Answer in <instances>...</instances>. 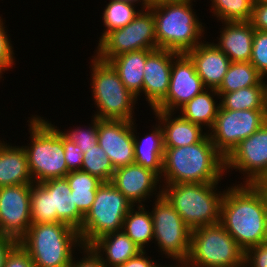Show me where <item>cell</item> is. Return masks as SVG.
<instances>
[{
    "instance_id": "cell-15",
    "label": "cell",
    "mask_w": 267,
    "mask_h": 267,
    "mask_svg": "<svg viewBox=\"0 0 267 267\" xmlns=\"http://www.w3.org/2000/svg\"><path fill=\"white\" fill-rule=\"evenodd\" d=\"M205 89L207 88L196 73L194 62L186 53L178 54L173 59L168 92L154 110L177 112Z\"/></svg>"
},
{
    "instance_id": "cell-19",
    "label": "cell",
    "mask_w": 267,
    "mask_h": 267,
    "mask_svg": "<svg viewBox=\"0 0 267 267\" xmlns=\"http://www.w3.org/2000/svg\"><path fill=\"white\" fill-rule=\"evenodd\" d=\"M194 62L196 73L208 89H217L231 64L230 59L214 44L202 41L186 53Z\"/></svg>"
},
{
    "instance_id": "cell-18",
    "label": "cell",
    "mask_w": 267,
    "mask_h": 267,
    "mask_svg": "<svg viewBox=\"0 0 267 267\" xmlns=\"http://www.w3.org/2000/svg\"><path fill=\"white\" fill-rule=\"evenodd\" d=\"M179 53L165 50H153L146 58L143 76V94L148 105L154 110L168 92L173 59Z\"/></svg>"
},
{
    "instance_id": "cell-49",
    "label": "cell",
    "mask_w": 267,
    "mask_h": 267,
    "mask_svg": "<svg viewBox=\"0 0 267 267\" xmlns=\"http://www.w3.org/2000/svg\"><path fill=\"white\" fill-rule=\"evenodd\" d=\"M122 1H128V2H132L134 4H140V8L141 9H144V8H147L148 6L146 5V2L145 0H122Z\"/></svg>"
},
{
    "instance_id": "cell-47",
    "label": "cell",
    "mask_w": 267,
    "mask_h": 267,
    "mask_svg": "<svg viewBox=\"0 0 267 267\" xmlns=\"http://www.w3.org/2000/svg\"><path fill=\"white\" fill-rule=\"evenodd\" d=\"M171 1H177V0H145L146 5L148 7L160 4V3H165V2H171Z\"/></svg>"
},
{
    "instance_id": "cell-50",
    "label": "cell",
    "mask_w": 267,
    "mask_h": 267,
    "mask_svg": "<svg viewBox=\"0 0 267 267\" xmlns=\"http://www.w3.org/2000/svg\"><path fill=\"white\" fill-rule=\"evenodd\" d=\"M174 262H175L176 264H175V263H174V265H172V264L170 265V264H169V266H168L166 263H165V265H162V264L158 263L155 267H176V266L180 263L179 260H175Z\"/></svg>"
},
{
    "instance_id": "cell-14",
    "label": "cell",
    "mask_w": 267,
    "mask_h": 267,
    "mask_svg": "<svg viewBox=\"0 0 267 267\" xmlns=\"http://www.w3.org/2000/svg\"><path fill=\"white\" fill-rule=\"evenodd\" d=\"M30 226V184L0 187V235L19 241Z\"/></svg>"
},
{
    "instance_id": "cell-46",
    "label": "cell",
    "mask_w": 267,
    "mask_h": 267,
    "mask_svg": "<svg viewBox=\"0 0 267 267\" xmlns=\"http://www.w3.org/2000/svg\"><path fill=\"white\" fill-rule=\"evenodd\" d=\"M253 185L261 193L267 206V174L259 177Z\"/></svg>"
},
{
    "instance_id": "cell-21",
    "label": "cell",
    "mask_w": 267,
    "mask_h": 267,
    "mask_svg": "<svg viewBox=\"0 0 267 267\" xmlns=\"http://www.w3.org/2000/svg\"><path fill=\"white\" fill-rule=\"evenodd\" d=\"M155 119L162 126L164 147H182L200 142L208 132L200 125L184 119L176 112L153 110ZM175 117V118H174Z\"/></svg>"
},
{
    "instance_id": "cell-2",
    "label": "cell",
    "mask_w": 267,
    "mask_h": 267,
    "mask_svg": "<svg viewBox=\"0 0 267 267\" xmlns=\"http://www.w3.org/2000/svg\"><path fill=\"white\" fill-rule=\"evenodd\" d=\"M224 172L225 157L213 145L209 134L192 145L164 147L160 182L220 183Z\"/></svg>"
},
{
    "instance_id": "cell-9",
    "label": "cell",
    "mask_w": 267,
    "mask_h": 267,
    "mask_svg": "<svg viewBox=\"0 0 267 267\" xmlns=\"http://www.w3.org/2000/svg\"><path fill=\"white\" fill-rule=\"evenodd\" d=\"M133 206L111 182H103L78 230L82 245L89 247L99 237L122 230L124 219Z\"/></svg>"
},
{
    "instance_id": "cell-16",
    "label": "cell",
    "mask_w": 267,
    "mask_h": 267,
    "mask_svg": "<svg viewBox=\"0 0 267 267\" xmlns=\"http://www.w3.org/2000/svg\"><path fill=\"white\" fill-rule=\"evenodd\" d=\"M98 144L114 169L134 164L133 121L98 119Z\"/></svg>"
},
{
    "instance_id": "cell-1",
    "label": "cell",
    "mask_w": 267,
    "mask_h": 267,
    "mask_svg": "<svg viewBox=\"0 0 267 267\" xmlns=\"http://www.w3.org/2000/svg\"><path fill=\"white\" fill-rule=\"evenodd\" d=\"M220 223L244 251L267 242V206L253 184L226 188Z\"/></svg>"
},
{
    "instance_id": "cell-38",
    "label": "cell",
    "mask_w": 267,
    "mask_h": 267,
    "mask_svg": "<svg viewBox=\"0 0 267 267\" xmlns=\"http://www.w3.org/2000/svg\"><path fill=\"white\" fill-rule=\"evenodd\" d=\"M5 22L0 16V74H4L3 72L8 71L10 68H13L15 65V57H14V47L10 42L11 38H9V34L6 31Z\"/></svg>"
},
{
    "instance_id": "cell-34",
    "label": "cell",
    "mask_w": 267,
    "mask_h": 267,
    "mask_svg": "<svg viewBox=\"0 0 267 267\" xmlns=\"http://www.w3.org/2000/svg\"><path fill=\"white\" fill-rule=\"evenodd\" d=\"M212 16L220 22L249 21L255 0H210Z\"/></svg>"
},
{
    "instance_id": "cell-27",
    "label": "cell",
    "mask_w": 267,
    "mask_h": 267,
    "mask_svg": "<svg viewBox=\"0 0 267 267\" xmlns=\"http://www.w3.org/2000/svg\"><path fill=\"white\" fill-rule=\"evenodd\" d=\"M219 99L220 96L216 89L207 88L200 94L193 97L178 111H180V115L184 119L189 120L194 124L200 125L202 128L204 127V130H206V128L209 129L206 130L207 132H209L215 123L216 116L220 107V103H217Z\"/></svg>"
},
{
    "instance_id": "cell-36",
    "label": "cell",
    "mask_w": 267,
    "mask_h": 267,
    "mask_svg": "<svg viewBox=\"0 0 267 267\" xmlns=\"http://www.w3.org/2000/svg\"><path fill=\"white\" fill-rule=\"evenodd\" d=\"M90 126L82 127H74V129H70L69 131L60 130L61 134L70 142L78 145L83 153H86V149H90L98 144V118L92 116Z\"/></svg>"
},
{
    "instance_id": "cell-4",
    "label": "cell",
    "mask_w": 267,
    "mask_h": 267,
    "mask_svg": "<svg viewBox=\"0 0 267 267\" xmlns=\"http://www.w3.org/2000/svg\"><path fill=\"white\" fill-rule=\"evenodd\" d=\"M18 243L35 267H69L75 249L84 247L78 230L63 222L31 224Z\"/></svg>"
},
{
    "instance_id": "cell-35",
    "label": "cell",
    "mask_w": 267,
    "mask_h": 267,
    "mask_svg": "<svg viewBox=\"0 0 267 267\" xmlns=\"http://www.w3.org/2000/svg\"><path fill=\"white\" fill-rule=\"evenodd\" d=\"M81 170L98 177L103 182H110L115 171L106 152L99 144L86 149Z\"/></svg>"
},
{
    "instance_id": "cell-48",
    "label": "cell",
    "mask_w": 267,
    "mask_h": 267,
    "mask_svg": "<svg viewBox=\"0 0 267 267\" xmlns=\"http://www.w3.org/2000/svg\"><path fill=\"white\" fill-rule=\"evenodd\" d=\"M267 78V74L262 75V84H263V92H264V101L267 107V82L264 81Z\"/></svg>"
},
{
    "instance_id": "cell-26",
    "label": "cell",
    "mask_w": 267,
    "mask_h": 267,
    "mask_svg": "<svg viewBox=\"0 0 267 267\" xmlns=\"http://www.w3.org/2000/svg\"><path fill=\"white\" fill-rule=\"evenodd\" d=\"M51 193L53 212H57V222H63L79 230L84 214L77 208L71 189L65 177L41 182Z\"/></svg>"
},
{
    "instance_id": "cell-42",
    "label": "cell",
    "mask_w": 267,
    "mask_h": 267,
    "mask_svg": "<svg viewBox=\"0 0 267 267\" xmlns=\"http://www.w3.org/2000/svg\"><path fill=\"white\" fill-rule=\"evenodd\" d=\"M250 24L255 30L267 31V3L255 1Z\"/></svg>"
},
{
    "instance_id": "cell-40",
    "label": "cell",
    "mask_w": 267,
    "mask_h": 267,
    "mask_svg": "<svg viewBox=\"0 0 267 267\" xmlns=\"http://www.w3.org/2000/svg\"><path fill=\"white\" fill-rule=\"evenodd\" d=\"M244 267H267V242L245 251Z\"/></svg>"
},
{
    "instance_id": "cell-11",
    "label": "cell",
    "mask_w": 267,
    "mask_h": 267,
    "mask_svg": "<svg viewBox=\"0 0 267 267\" xmlns=\"http://www.w3.org/2000/svg\"><path fill=\"white\" fill-rule=\"evenodd\" d=\"M154 200L151 215L155 246L166 258L184 262L189 254L191 229L162 194Z\"/></svg>"
},
{
    "instance_id": "cell-33",
    "label": "cell",
    "mask_w": 267,
    "mask_h": 267,
    "mask_svg": "<svg viewBox=\"0 0 267 267\" xmlns=\"http://www.w3.org/2000/svg\"><path fill=\"white\" fill-rule=\"evenodd\" d=\"M103 15L104 30L99 40L110 30L122 28L132 21L140 12L136 4L122 0H109L105 5Z\"/></svg>"
},
{
    "instance_id": "cell-22",
    "label": "cell",
    "mask_w": 267,
    "mask_h": 267,
    "mask_svg": "<svg viewBox=\"0 0 267 267\" xmlns=\"http://www.w3.org/2000/svg\"><path fill=\"white\" fill-rule=\"evenodd\" d=\"M89 247L106 267H118L142 251L123 230L103 235Z\"/></svg>"
},
{
    "instance_id": "cell-8",
    "label": "cell",
    "mask_w": 267,
    "mask_h": 267,
    "mask_svg": "<svg viewBox=\"0 0 267 267\" xmlns=\"http://www.w3.org/2000/svg\"><path fill=\"white\" fill-rule=\"evenodd\" d=\"M245 251L219 222L191 230L184 261L191 267H244Z\"/></svg>"
},
{
    "instance_id": "cell-52",
    "label": "cell",
    "mask_w": 267,
    "mask_h": 267,
    "mask_svg": "<svg viewBox=\"0 0 267 267\" xmlns=\"http://www.w3.org/2000/svg\"><path fill=\"white\" fill-rule=\"evenodd\" d=\"M255 1H261V2H266L267 3V0H255Z\"/></svg>"
},
{
    "instance_id": "cell-6",
    "label": "cell",
    "mask_w": 267,
    "mask_h": 267,
    "mask_svg": "<svg viewBox=\"0 0 267 267\" xmlns=\"http://www.w3.org/2000/svg\"><path fill=\"white\" fill-rule=\"evenodd\" d=\"M219 183L164 184L162 195L191 229L220 222L221 203L225 188L218 190ZM218 190V191H217Z\"/></svg>"
},
{
    "instance_id": "cell-41",
    "label": "cell",
    "mask_w": 267,
    "mask_h": 267,
    "mask_svg": "<svg viewBox=\"0 0 267 267\" xmlns=\"http://www.w3.org/2000/svg\"><path fill=\"white\" fill-rule=\"evenodd\" d=\"M4 267H35L28 252L18 243L8 254Z\"/></svg>"
},
{
    "instance_id": "cell-43",
    "label": "cell",
    "mask_w": 267,
    "mask_h": 267,
    "mask_svg": "<svg viewBox=\"0 0 267 267\" xmlns=\"http://www.w3.org/2000/svg\"><path fill=\"white\" fill-rule=\"evenodd\" d=\"M78 251H81L79 253L84 252L83 258L79 257V260V258H76V256L74 255L69 267H106L90 247H83L81 249H78Z\"/></svg>"
},
{
    "instance_id": "cell-3",
    "label": "cell",
    "mask_w": 267,
    "mask_h": 267,
    "mask_svg": "<svg viewBox=\"0 0 267 267\" xmlns=\"http://www.w3.org/2000/svg\"><path fill=\"white\" fill-rule=\"evenodd\" d=\"M193 1L196 2L177 0L149 7L155 19L157 49L183 54L202 42L206 24L193 11Z\"/></svg>"
},
{
    "instance_id": "cell-12",
    "label": "cell",
    "mask_w": 267,
    "mask_h": 267,
    "mask_svg": "<svg viewBox=\"0 0 267 267\" xmlns=\"http://www.w3.org/2000/svg\"><path fill=\"white\" fill-rule=\"evenodd\" d=\"M267 122V110H226L219 107L208 132L213 145L226 158L243 140Z\"/></svg>"
},
{
    "instance_id": "cell-51",
    "label": "cell",
    "mask_w": 267,
    "mask_h": 267,
    "mask_svg": "<svg viewBox=\"0 0 267 267\" xmlns=\"http://www.w3.org/2000/svg\"><path fill=\"white\" fill-rule=\"evenodd\" d=\"M176 267H191L187 265L185 262H180Z\"/></svg>"
},
{
    "instance_id": "cell-7",
    "label": "cell",
    "mask_w": 267,
    "mask_h": 267,
    "mask_svg": "<svg viewBox=\"0 0 267 267\" xmlns=\"http://www.w3.org/2000/svg\"><path fill=\"white\" fill-rule=\"evenodd\" d=\"M89 60L91 92L98 108L93 116L101 120L135 121L137 97L125 87L109 62L101 61L95 55Z\"/></svg>"
},
{
    "instance_id": "cell-20",
    "label": "cell",
    "mask_w": 267,
    "mask_h": 267,
    "mask_svg": "<svg viewBox=\"0 0 267 267\" xmlns=\"http://www.w3.org/2000/svg\"><path fill=\"white\" fill-rule=\"evenodd\" d=\"M214 43L231 62H250L255 29L249 21L222 22Z\"/></svg>"
},
{
    "instance_id": "cell-10",
    "label": "cell",
    "mask_w": 267,
    "mask_h": 267,
    "mask_svg": "<svg viewBox=\"0 0 267 267\" xmlns=\"http://www.w3.org/2000/svg\"><path fill=\"white\" fill-rule=\"evenodd\" d=\"M155 19L149 7L140 9L122 28L108 31L98 42L94 55L109 62L113 57L136 50H156ZM96 52V53H95Z\"/></svg>"
},
{
    "instance_id": "cell-13",
    "label": "cell",
    "mask_w": 267,
    "mask_h": 267,
    "mask_svg": "<svg viewBox=\"0 0 267 267\" xmlns=\"http://www.w3.org/2000/svg\"><path fill=\"white\" fill-rule=\"evenodd\" d=\"M230 169L245 175L244 184H253L267 174V122L243 139L225 158V173Z\"/></svg>"
},
{
    "instance_id": "cell-45",
    "label": "cell",
    "mask_w": 267,
    "mask_h": 267,
    "mask_svg": "<svg viewBox=\"0 0 267 267\" xmlns=\"http://www.w3.org/2000/svg\"><path fill=\"white\" fill-rule=\"evenodd\" d=\"M17 244V240L11 237L0 235V267L5 266V261L8 254Z\"/></svg>"
},
{
    "instance_id": "cell-28",
    "label": "cell",
    "mask_w": 267,
    "mask_h": 267,
    "mask_svg": "<svg viewBox=\"0 0 267 267\" xmlns=\"http://www.w3.org/2000/svg\"><path fill=\"white\" fill-rule=\"evenodd\" d=\"M146 205L133 206L127 213L122 230L126 235L144 251L146 245L152 241L154 243V227L152 215L145 209Z\"/></svg>"
},
{
    "instance_id": "cell-17",
    "label": "cell",
    "mask_w": 267,
    "mask_h": 267,
    "mask_svg": "<svg viewBox=\"0 0 267 267\" xmlns=\"http://www.w3.org/2000/svg\"><path fill=\"white\" fill-rule=\"evenodd\" d=\"M159 181L160 177L155 172L134 163L115 169L110 182L136 206L145 205L143 203L145 200L147 202L152 194L153 196L162 194Z\"/></svg>"
},
{
    "instance_id": "cell-25",
    "label": "cell",
    "mask_w": 267,
    "mask_h": 267,
    "mask_svg": "<svg viewBox=\"0 0 267 267\" xmlns=\"http://www.w3.org/2000/svg\"><path fill=\"white\" fill-rule=\"evenodd\" d=\"M153 50H136L113 57L109 63L117 71L125 87L138 98L143 95L144 66Z\"/></svg>"
},
{
    "instance_id": "cell-31",
    "label": "cell",
    "mask_w": 267,
    "mask_h": 267,
    "mask_svg": "<svg viewBox=\"0 0 267 267\" xmlns=\"http://www.w3.org/2000/svg\"><path fill=\"white\" fill-rule=\"evenodd\" d=\"M220 107L226 110H267L263 85L241 88L231 93H218Z\"/></svg>"
},
{
    "instance_id": "cell-29",
    "label": "cell",
    "mask_w": 267,
    "mask_h": 267,
    "mask_svg": "<svg viewBox=\"0 0 267 267\" xmlns=\"http://www.w3.org/2000/svg\"><path fill=\"white\" fill-rule=\"evenodd\" d=\"M65 178L77 208L85 215L92 207L96 191L103 181L82 170L70 171Z\"/></svg>"
},
{
    "instance_id": "cell-37",
    "label": "cell",
    "mask_w": 267,
    "mask_h": 267,
    "mask_svg": "<svg viewBox=\"0 0 267 267\" xmlns=\"http://www.w3.org/2000/svg\"><path fill=\"white\" fill-rule=\"evenodd\" d=\"M250 62L261 74H267V31L255 30Z\"/></svg>"
},
{
    "instance_id": "cell-32",
    "label": "cell",
    "mask_w": 267,
    "mask_h": 267,
    "mask_svg": "<svg viewBox=\"0 0 267 267\" xmlns=\"http://www.w3.org/2000/svg\"><path fill=\"white\" fill-rule=\"evenodd\" d=\"M31 224L57 222V212H53L52 193L42 184H30Z\"/></svg>"
},
{
    "instance_id": "cell-24",
    "label": "cell",
    "mask_w": 267,
    "mask_h": 267,
    "mask_svg": "<svg viewBox=\"0 0 267 267\" xmlns=\"http://www.w3.org/2000/svg\"><path fill=\"white\" fill-rule=\"evenodd\" d=\"M133 121L134 157L135 164L148 168L161 177L163 172L164 140L163 130L157 121L152 132L147 133L143 139L137 136L136 123ZM136 133V135H135Z\"/></svg>"
},
{
    "instance_id": "cell-44",
    "label": "cell",
    "mask_w": 267,
    "mask_h": 267,
    "mask_svg": "<svg viewBox=\"0 0 267 267\" xmlns=\"http://www.w3.org/2000/svg\"><path fill=\"white\" fill-rule=\"evenodd\" d=\"M146 251L147 250L139 252L136 256L130 258L118 267H155L158 262H155L154 259L152 260L150 258L151 256H147Z\"/></svg>"
},
{
    "instance_id": "cell-5",
    "label": "cell",
    "mask_w": 267,
    "mask_h": 267,
    "mask_svg": "<svg viewBox=\"0 0 267 267\" xmlns=\"http://www.w3.org/2000/svg\"><path fill=\"white\" fill-rule=\"evenodd\" d=\"M27 122L31 139L23 147L33 182L65 177L70 171L65 161L63 135L59 127L38 115H32Z\"/></svg>"
},
{
    "instance_id": "cell-23",
    "label": "cell",
    "mask_w": 267,
    "mask_h": 267,
    "mask_svg": "<svg viewBox=\"0 0 267 267\" xmlns=\"http://www.w3.org/2000/svg\"><path fill=\"white\" fill-rule=\"evenodd\" d=\"M26 151L0 140V187L33 184Z\"/></svg>"
},
{
    "instance_id": "cell-39",
    "label": "cell",
    "mask_w": 267,
    "mask_h": 267,
    "mask_svg": "<svg viewBox=\"0 0 267 267\" xmlns=\"http://www.w3.org/2000/svg\"><path fill=\"white\" fill-rule=\"evenodd\" d=\"M65 161L69 171L81 170L84 153L80 147L63 136Z\"/></svg>"
},
{
    "instance_id": "cell-30",
    "label": "cell",
    "mask_w": 267,
    "mask_h": 267,
    "mask_svg": "<svg viewBox=\"0 0 267 267\" xmlns=\"http://www.w3.org/2000/svg\"><path fill=\"white\" fill-rule=\"evenodd\" d=\"M254 85H263L262 75L255 66L251 62H231L216 91L218 93H231Z\"/></svg>"
}]
</instances>
